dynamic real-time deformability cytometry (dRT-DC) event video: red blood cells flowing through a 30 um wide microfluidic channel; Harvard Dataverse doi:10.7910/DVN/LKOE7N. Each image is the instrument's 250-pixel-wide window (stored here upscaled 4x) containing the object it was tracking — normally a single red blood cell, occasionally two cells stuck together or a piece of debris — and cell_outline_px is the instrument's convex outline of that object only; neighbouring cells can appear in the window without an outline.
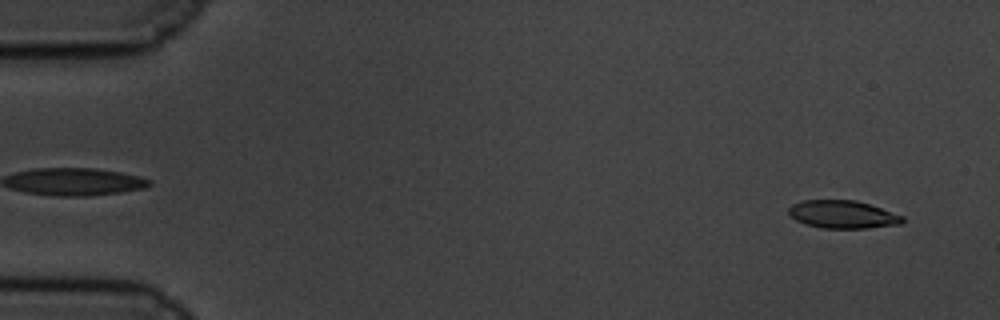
{"species": "common noctule bat (a hibernating species)", "species_latin": "Nyctalus noctula", "temperature_condition": "cold", "stored_images_in_passage": 59, "camera_frame_rate_fps": 3000, "um_per_image_px": 0.085, "animal": {"sex": "male", "body_mass_g": 19.5, "forearm_length_mm": 54.6}, "frame": {"image": 1, "passage_image": 3, "time_ms": 0.667, "image_size_px": [1000, 320], "cell_outline_px": [[904, 220], [900, 224], [868, 228], [824, 228], [804, 224], [796, 220], [788, 212], [788, 208], [792, 204], [804, 200], [856, 200], [904, 216]], "centroid_in_image_um": [71.61, 18.22], "position_along_channel_um": 13.4, "area_um2": 18.38}}
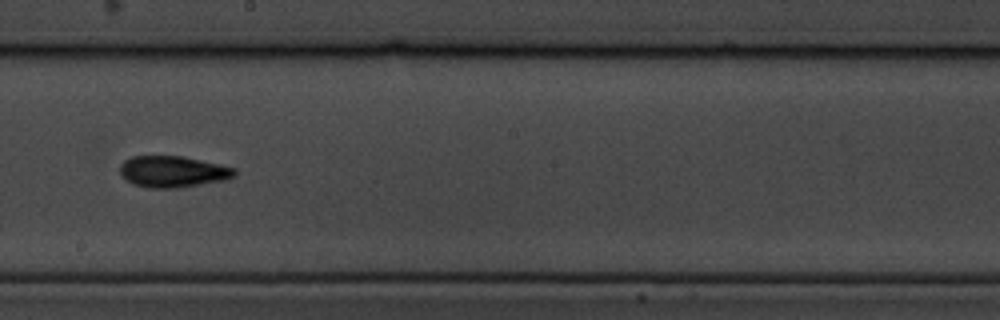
{"frame": {"image": 2, "passage_image": 33, "time_ms": 10.667, "image_size_px": [1000, 320], "cell_outline_px": [[236, 176], [224, 180], [180, 188], [152, 188], [132, 184], [120, 176], [120, 164], [124, 160], [132, 156], [184, 156], [220, 164], [236, 168]], "centroid_in_image_um": [14.68, 14.59], "position_along_channel_um": 233.5, "area_um2": 21.21}}
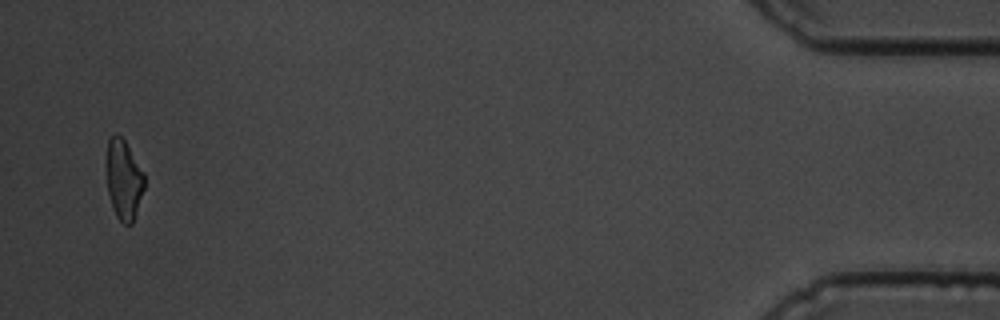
{"frame": {"image": 3, "passage_image": 57, "time_ms": 18.667, "image_size_px": [1000, 320], "cell_outline_px": [[144, 188], [132, 224], [124, 224], [116, 216], [108, 192], [104, 160], [108, 140], [116, 132], [124, 140], [144, 172]], "centroid_in_image_um": [10.48, 15.22], "position_along_channel_um": 424.7, "area_um2": 17.8}, "authors_computed_cell_mechanics": {"area_um2": 19.3052, "velocity_mm_per_s": 3.39, "shape_relaxation_time_tau1_ms": 2.917, "shape_relaxation_time_tau2_ms": 5.3292, "deformation_change_tau1": 0.1284, "deformation_change_tau2": 0.1368}}